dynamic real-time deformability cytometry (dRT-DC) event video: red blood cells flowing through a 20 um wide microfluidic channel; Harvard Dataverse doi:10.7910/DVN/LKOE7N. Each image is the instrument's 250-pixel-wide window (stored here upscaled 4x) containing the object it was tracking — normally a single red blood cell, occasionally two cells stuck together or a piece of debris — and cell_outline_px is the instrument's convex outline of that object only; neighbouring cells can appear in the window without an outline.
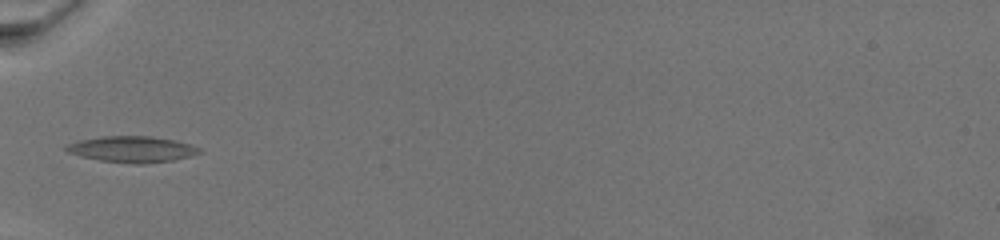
{"species": "common noctule bat (a hibernating species)", "species_latin": "Nyctalus noctula", "temperature_condition": "warm", "stored_images_in_passage": 26, "camera_frame_rate_fps": 3000, "um_per_image_px": 0.085, "animal": {"sex": "female", "body_mass_g": 19.5, "forearm_length_mm": 54.1}, "frame": {"image": 1, "passage_image": 1, "time_ms": 0.0, "image_size_px": [1000, 240], "cell_outline_px": [[200, 152], [192, 156], [172, 160], [144, 164], [136, 164], [100, 160], [80, 156], [68, 152], [64, 148], [64, 144], [80, 140], [104, 136], [152, 136], [192, 144], [200, 148]], "centroid_in_image_um": [11.21, 12.68], "position_along_channel_um": 73.8, "area_um2": 20.23}}
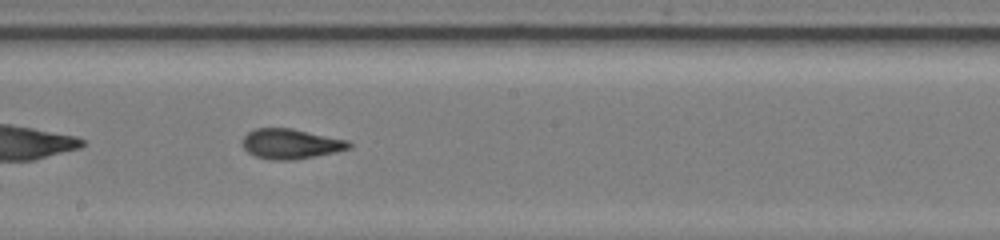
{"frame": {"image": 2, "passage_image": 9, "time_ms": 5.0, "image_size_px": [1000, 240], "cell_outline_px": [[352, 144], [348, 148], [336, 152], [292, 160], [272, 160], [256, 156], [248, 152], [240, 144], [240, 140], [248, 132], [256, 128], [292, 128], [348, 140]], "centroid_in_image_um": [24.67, 12.22], "position_along_channel_um": 223.5, "area_um2": 18.67}}
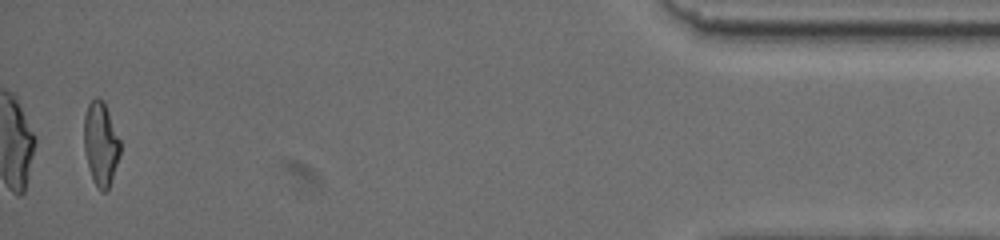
{"frame": {"image": 3, "passage_image": 25, "time_ms": 14.0, "image_size_px": [1000, 240], "cell_outline_px": [[120, 156], [108, 188], [104, 192], [100, 192], [92, 180], [84, 148], [84, 116], [88, 104], [96, 96], [104, 100], [120, 140]], "centroid_in_image_um": [8.56, 12.2], "position_along_channel_um": 426.6, "area_um2": 17.69}}